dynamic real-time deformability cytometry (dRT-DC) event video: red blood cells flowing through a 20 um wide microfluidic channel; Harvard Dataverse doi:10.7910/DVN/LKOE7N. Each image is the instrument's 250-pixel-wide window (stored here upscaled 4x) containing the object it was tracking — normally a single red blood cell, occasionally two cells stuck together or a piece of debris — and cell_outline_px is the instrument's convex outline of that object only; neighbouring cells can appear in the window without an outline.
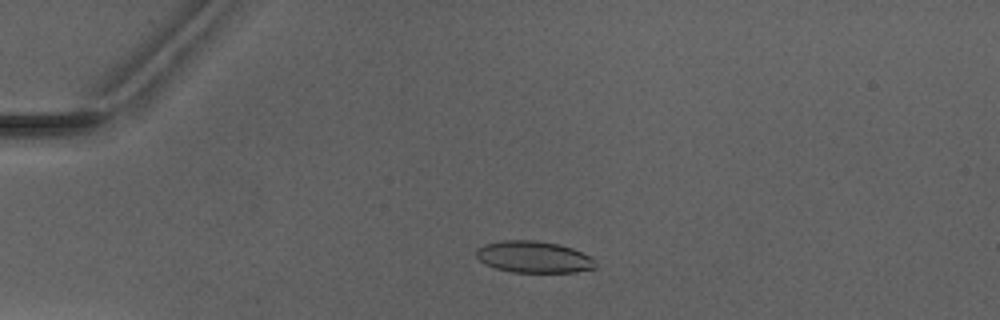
{"species": "Egyptian fruit bat (a non-hibernating species)", "species_latin": "Rousettus aegyptiacus", "temperature_condition": "warm", "stored_images_in_passage": 5, "camera_frame_rate_fps": 3000, "um_per_image_px": 0.085, "animal": {"sex": "male"}, "frame": {"image": 1, "passage_image": 4, "time_ms": 3.667, "image_size_px": [1000, 320], "cell_outline_px": [[596, 268], [576, 272], [512, 272], [496, 268], [484, 264], [476, 256], [476, 248], [484, 244], [500, 240], [532, 240], [560, 244], [572, 248], [592, 256], [596, 260]], "centroid_in_image_um": [45.38, 21.84], "position_along_channel_um": 39.6, "area_um2": 22.25}}